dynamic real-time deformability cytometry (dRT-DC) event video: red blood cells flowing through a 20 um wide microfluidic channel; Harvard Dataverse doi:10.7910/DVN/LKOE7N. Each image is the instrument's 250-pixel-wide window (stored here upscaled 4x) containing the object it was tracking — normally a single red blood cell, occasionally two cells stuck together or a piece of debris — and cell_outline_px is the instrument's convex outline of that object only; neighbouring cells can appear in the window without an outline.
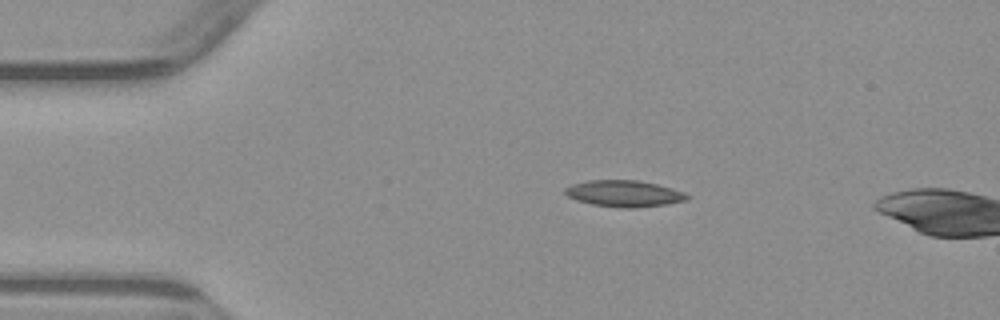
{"species": "common noctule bat (a hibernating species)", "species_latin": "Nyctalus noctula", "temperature_condition": "warm", "stored_images_in_passage": 4, "camera_frame_rate_fps": 3000, "um_per_image_px": 0.085, "animal": {"sex": "male", "body_mass_g": 23.1, "forearm_length_mm": 52.7}, "frame": {"image": 1, "passage_image": 1, "time_ms": 0.0, "image_size_px": [1000, 320], "cell_outline_px": [[692, 196], [688, 200], [668, 204], [636, 208], [620, 208], [592, 204], [576, 200], [568, 196], [564, 192], [564, 188], [572, 184], [588, 180], [640, 180], [672, 188], [684, 192]], "centroid_in_image_um": [53.08, 16.45], "position_along_channel_um": 31.9, "area_um2": 19.02}}
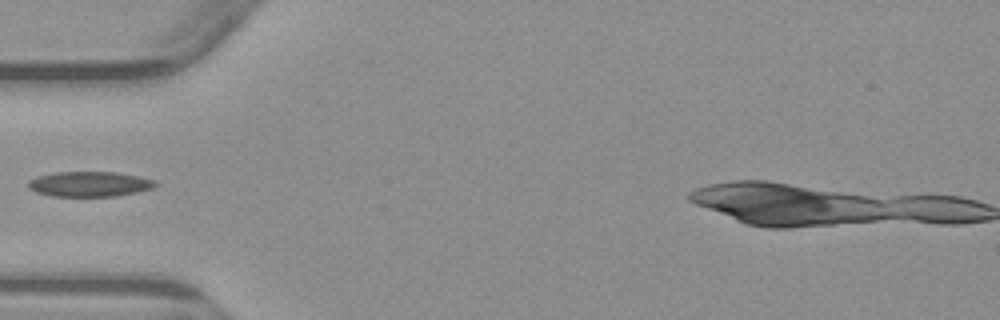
{"frame": {"image": 2, "passage_image": 3, "time_ms": 2.333, "image_size_px": [1000, 320], "cell_outline_px": [[160, 184], [152, 188], [136, 192], [116, 196], [52, 196], [36, 192], [28, 188], [28, 180], [36, 176], [56, 172], [116, 172], [140, 176], [156, 180]], "centroid_in_image_um": [7.62, 15.64], "position_along_channel_um": 77.4, "area_um2": 18.79}}
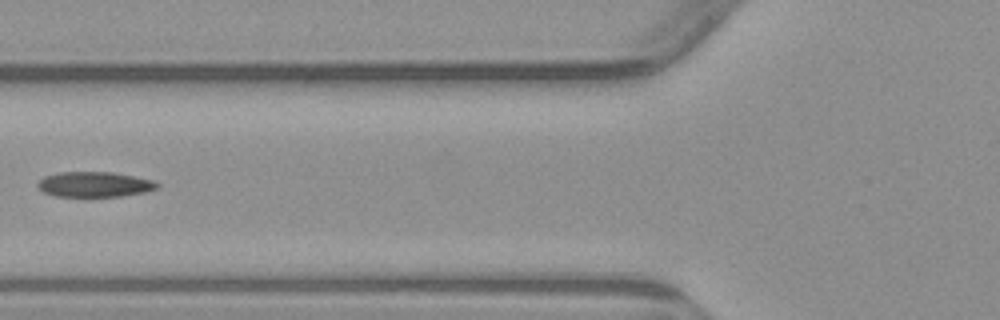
{"frame": {"image": 3, "passage_image": 4, "time_ms": 3.333, "image_size_px": [1000, 320], "cell_outline_px": [[160, 188], [144, 192], [120, 196], [56, 196], [44, 192], [36, 184], [44, 176], [60, 172], [112, 172], [152, 180], [160, 184]], "centroid_in_image_um": [8.05, 15.67], "position_along_channel_um": 117.8, "area_um2": 17.4}}